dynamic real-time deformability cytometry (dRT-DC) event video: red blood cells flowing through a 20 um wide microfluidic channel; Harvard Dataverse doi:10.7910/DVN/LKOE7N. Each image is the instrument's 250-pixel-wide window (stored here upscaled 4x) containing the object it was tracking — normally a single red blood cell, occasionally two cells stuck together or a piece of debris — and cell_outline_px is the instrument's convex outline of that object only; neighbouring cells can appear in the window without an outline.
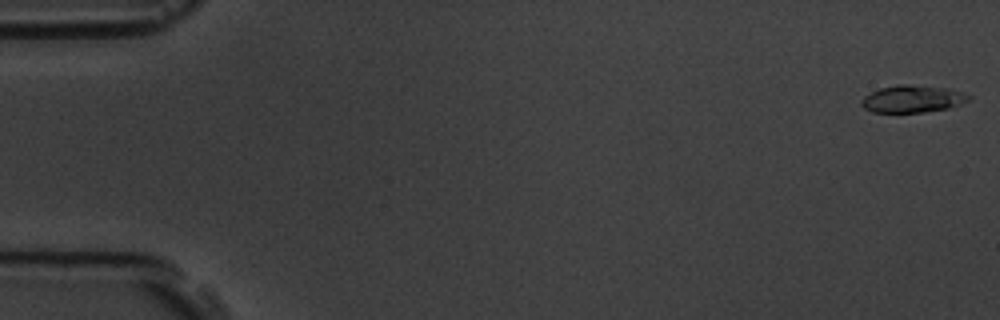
{"species": "common noctule bat (a hibernating species)", "species_latin": "Nyctalus noctula", "temperature_condition": "room temperature", "stored_images_in_passage": 7, "camera_frame_rate_fps": 3000, "um_per_image_px": 0.085, "animal": {"sex": "male", "body_mass_g": 19.5, "forearm_length_mm": 54.6}, "frame": {"image": 1, "passage_image": 1, "time_ms": 0.0, "image_size_px": [1000, 320], "cell_outline_px": [[972, 96], [968, 100], [960, 104], [948, 108], [920, 112], [872, 112], [864, 108], [860, 104], [860, 100], [864, 96], [880, 88], [896, 84], [908, 84], [948, 88]], "centroid_in_image_um": [77.52, 8.4], "position_along_channel_um": 7.5, "area_um2": 16.94}}
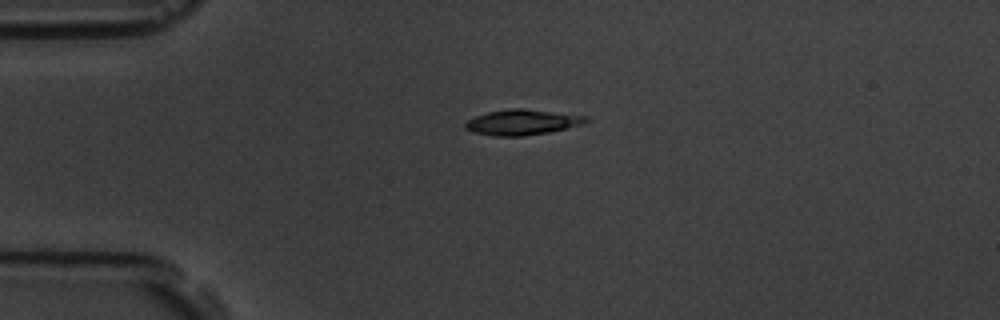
{"frame": {"image": 2, "passage_image": 5, "time_ms": 4.333, "image_size_px": [1000, 320], "cell_outline_px": [[588, 120], [584, 124], [548, 132], [524, 136], [492, 136], [472, 132], [464, 128], [464, 124], [468, 120], [476, 116], [488, 112], [512, 108], [524, 108], [584, 116]], "centroid_in_image_um": [44.33, 10.4], "position_along_channel_um": 40.7, "area_um2": 17.74}}
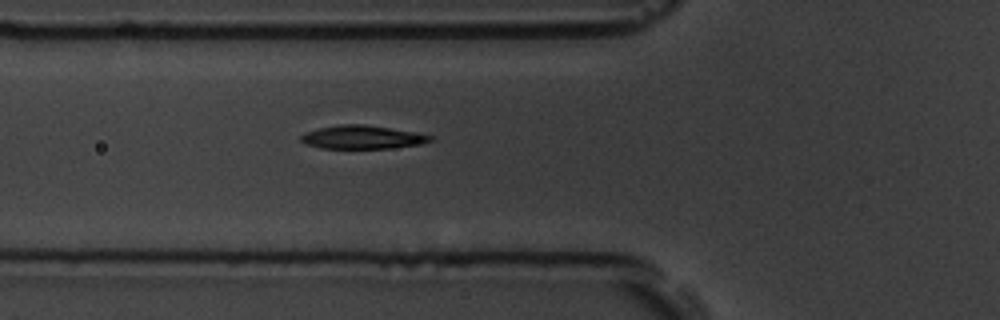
{"frame": {"image": 3, "passage_image": 7, "time_ms": 6.667, "image_size_px": [1000, 320], "cell_outline_px": [[432, 140], [420, 144], [388, 148], [320, 148], [304, 144], [300, 140], [300, 136], [304, 132], [320, 128], [340, 124], [360, 124], [416, 132], [432, 136]], "centroid_in_image_um": [30.73, 11.66], "position_along_channel_um": 95.1, "area_um2": 17.46}}